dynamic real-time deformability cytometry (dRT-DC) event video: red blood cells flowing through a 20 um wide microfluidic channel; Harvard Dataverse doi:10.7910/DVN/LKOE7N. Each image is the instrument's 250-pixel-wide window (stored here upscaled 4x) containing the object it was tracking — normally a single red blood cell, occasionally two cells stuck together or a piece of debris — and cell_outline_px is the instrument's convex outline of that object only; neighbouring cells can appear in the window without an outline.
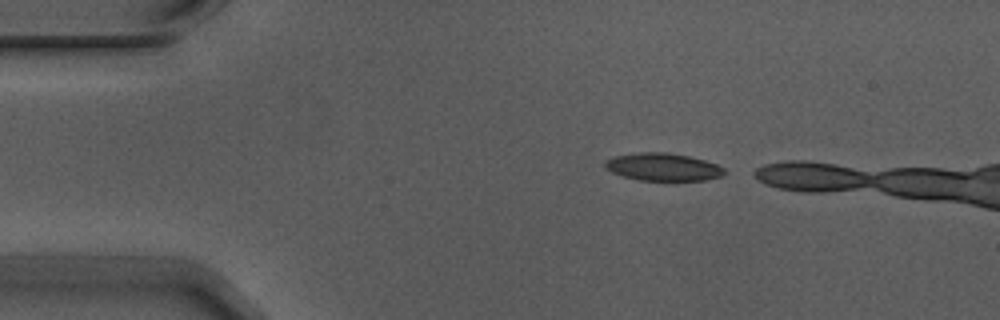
{"species": "Egyptian fruit bat (a non-hibernating species)", "species_latin": "Rousettus aegyptiacus", "temperature_condition": "warm", "stored_images_in_passage": 3, "camera_frame_rate_fps": 3000, "um_per_image_px": 0.085, "animal": {"sex": "male"}, "frame": {"image": 1, "passage_image": 1, "time_ms": 0.0, "image_size_px": [1000, 320], "cell_outline_px": [[728, 172], [720, 176], [708, 180], [640, 180], [624, 176], [612, 172], [604, 164], [604, 160], [616, 156], [640, 152], [668, 152], [688, 156], [704, 160], [716, 164], [724, 168]], "centroid_in_image_um": [56.39, 14.19], "position_along_channel_um": 28.6, "area_um2": 19.07}}